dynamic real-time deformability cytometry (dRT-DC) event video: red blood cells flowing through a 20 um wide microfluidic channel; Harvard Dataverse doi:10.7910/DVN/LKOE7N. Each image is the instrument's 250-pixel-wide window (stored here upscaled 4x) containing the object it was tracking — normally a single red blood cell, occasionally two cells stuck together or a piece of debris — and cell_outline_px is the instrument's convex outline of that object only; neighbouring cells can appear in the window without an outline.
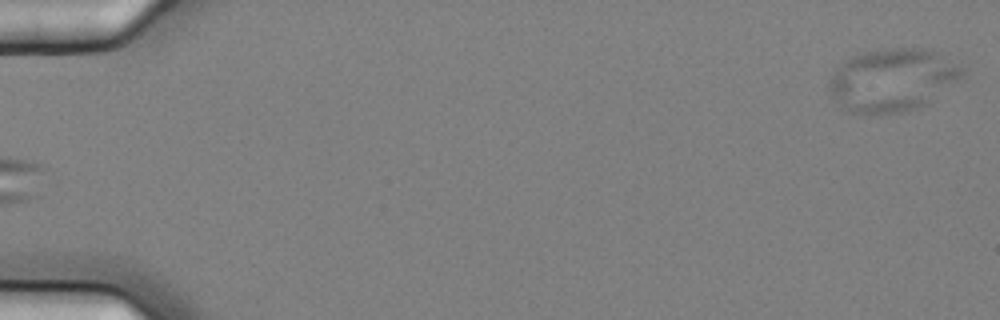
{"species": "common noctule bat (a hibernating species)", "species_latin": "Nyctalus noctula", "temperature_condition": "cold", "stored_images_in_passage": 5, "camera_frame_rate_fps": 3000, "um_per_image_px": 0.085, "animal": {"sex": "female", "body_mass_g": 25.1}, "frame": {"image": 1, "passage_image": 5, "time_ms": 1.333, "image_size_px": [1000, 320], "cell_outline_px": [[964, 76], [924, 104], [916, 108], [900, 112], [848, 112], [840, 108], [828, 92], [828, 84], [832, 76], [852, 56], [864, 52], [884, 48], [924, 48], [940, 52], [964, 68]], "centroid_in_image_um": [75.86, 6.77], "position_along_channel_um": 9.1, "area_um2": 48.15}}